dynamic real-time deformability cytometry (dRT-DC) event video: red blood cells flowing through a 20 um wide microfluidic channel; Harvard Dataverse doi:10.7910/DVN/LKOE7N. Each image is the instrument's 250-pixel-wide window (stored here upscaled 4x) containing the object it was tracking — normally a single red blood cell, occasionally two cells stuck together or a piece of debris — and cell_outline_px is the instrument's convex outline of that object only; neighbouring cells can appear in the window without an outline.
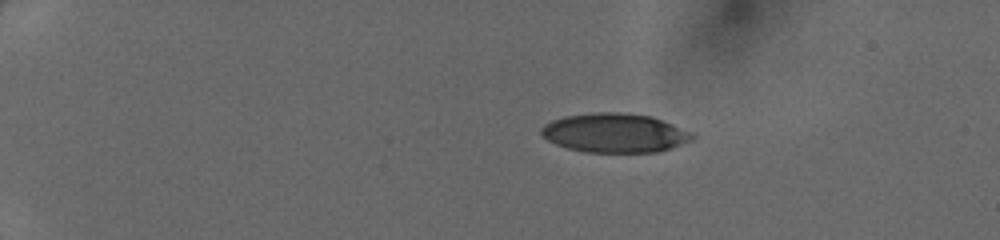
{"species": "human", "species_latin": "Homo sapiens", "temperature_condition": "cold", "stored_images_in_passage": 39, "camera_frame_rate_fps": 3000, "um_per_image_px": 0.085, "donor": {"sex": "female"}, "frame": {"image": 1, "passage_image": 1, "time_ms": 0.0, "image_size_px": [1000, 240], "cell_outline_px": [[696, 136], [692, 140], [672, 148], [660, 152], [584, 152], [568, 148], [556, 144], [548, 140], [540, 132], [540, 128], [544, 124], [552, 120], [564, 116], [592, 112], [620, 112], [652, 116], [692, 132]], "centroid_in_image_um": [52.26, 11.3], "position_along_channel_um": 32.7, "area_um2": 34.62}}
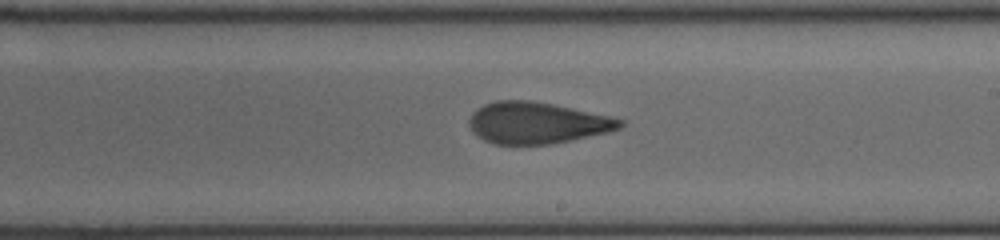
{"frame": {"image": 2, "passage_image": 22, "time_ms": 7.0, "image_size_px": [1000, 240], "cell_outline_px": [[624, 124], [620, 128], [608, 132], [552, 144], [492, 144], [484, 140], [472, 132], [468, 124], [468, 120], [472, 112], [476, 108], [484, 104], [496, 100], [532, 100], [612, 116], [624, 120]], "centroid_in_image_um": [45.62, 10.44], "position_along_channel_um": 243.4, "area_um2": 36.7}}
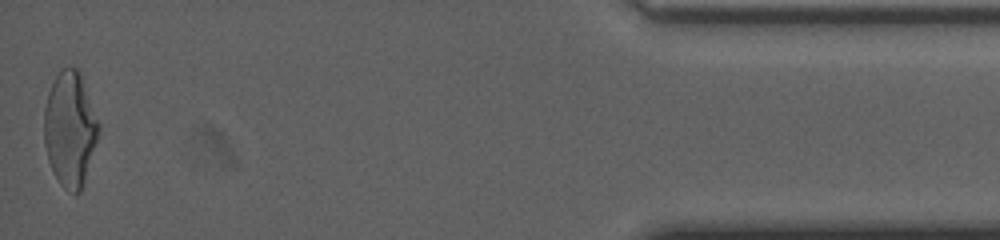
{"frame": {"image": 3, "passage_image": 39, "time_ms": 12.667, "image_size_px": [1000, 240], "cell_outline_px": [[100, 128], [84, 180], [80, 192], [68, 192], [60, 184], [52, 172], [48, 160], [44, 144], [44, 108], [48, 92], [60, 68], [76, 68], [80, 72], [100, 124]], "centroid_in_image_um": [5.93, 10.96], "position_along_channel_um": 429.3, "area_um2": 36.3}}